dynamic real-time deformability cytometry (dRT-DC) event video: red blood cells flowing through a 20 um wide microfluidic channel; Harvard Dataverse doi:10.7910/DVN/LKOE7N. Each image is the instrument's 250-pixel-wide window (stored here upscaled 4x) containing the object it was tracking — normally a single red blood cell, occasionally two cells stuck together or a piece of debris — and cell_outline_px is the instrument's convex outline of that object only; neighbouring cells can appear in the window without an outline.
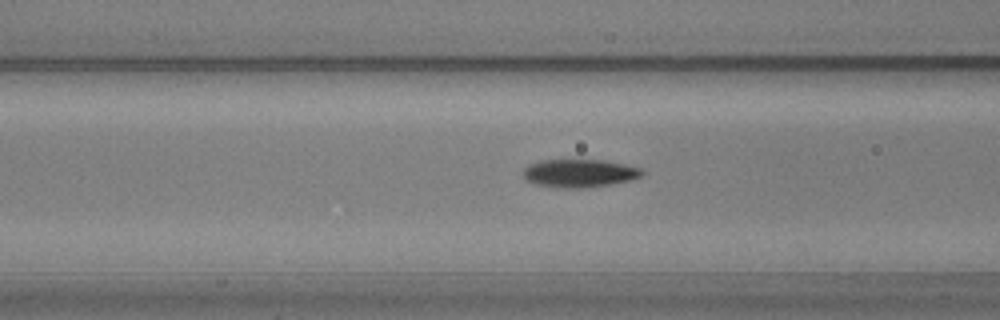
{"species": "common noctule bat (a hibernating species)", "species_latin": "Nyctalus noctula", "temperature_condition": "warm", "stored_images_in_passage": 56, "camera_frame_rate_fps": 3000, "um_per_image_px": 0.085, "animal": {"sex": "male", "body_mass_g": 20.5, "forearm_length_mm": 52.5}, "frame": {"image": 1, "passage_image": 21, "time_ms": 6.667, "image_size_px": [1000, 320], "cell_outline_px": [[644, 172], [640, 176], [632, 180], [608, 184], [580, 188], [564, 188], [536, 184], [528, 180], [524, 176], [524, 168], [528, 164], [540, 160], [604, 160], [624, 164], [640, 168]], "centroid_in_image_um": [49.25, 14.71], "position_along_channel_um": 117.4, "area_um2": 19.19}}
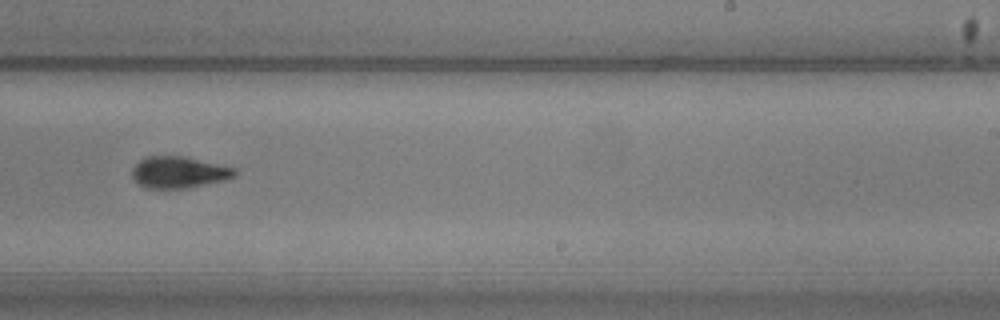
{"frame": {"image": 2, "passage_image": 34, "time_ms": 11.0, "image_size_px": [1000, 320], "cell_outline_px": [[236, 176], [224, 180], [188, 188], [144, 188], [136, 184], [132, 176], [132, 168], [144, 156], [180, 156], [236, 168]], "centroid_in_image_um": [15.15, 14.65], "position_along_channel_um": 273.8, "area_um2": 18.84}}
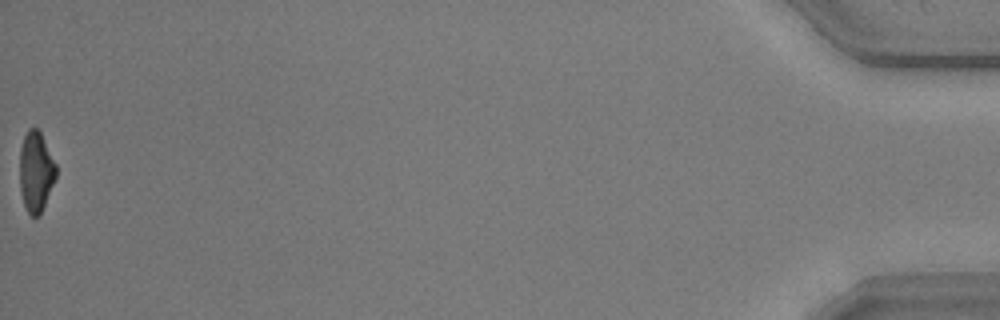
{"frame": {"image": 3, "passage_image": 56, "time_ms": 18.333, "image_size_px": [1000, 320], "cell_outline_px": [[56, 176], [40, 216], [32, 216], [28, 212], [24, 204], [20, 192], [20, 148], [24, 136], [28, 128], [36, 128], [40, 132], [56, 164]], "centroid_in_image_um": [3.04, 14.6], "position_along_channel_um": 432.2, "area_um2": 16.88}, "authors_computed_cell_mechanics": {"area_um2": 18.496, "velocity_mm_per_s": 3.6127, "shape_relaxation_time_tau1_ms": 1.9656, "shape_relaxation_time_tau2_ms": 2.8908, "deformation_change_tau1": 0.1306, "deformation_change_tau2": 0.0979}}